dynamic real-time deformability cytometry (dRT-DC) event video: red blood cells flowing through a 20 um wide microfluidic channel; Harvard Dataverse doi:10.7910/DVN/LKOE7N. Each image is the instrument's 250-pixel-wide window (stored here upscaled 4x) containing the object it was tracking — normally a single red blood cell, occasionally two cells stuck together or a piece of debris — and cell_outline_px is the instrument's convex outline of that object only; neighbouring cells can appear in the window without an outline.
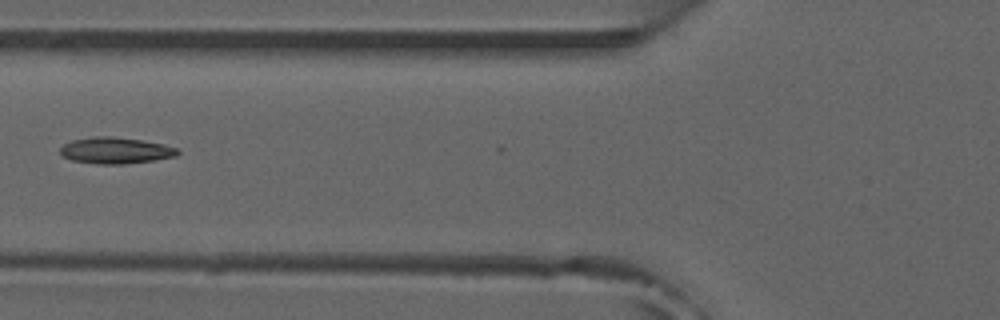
{"species": "common noctule bat (a hibernating species)", "species_latin": "Nyctalus noctula", "temperature_condition": "room temperature", "stored_images_in_passage": 8, "camera_frame_rate_fps": 3000, "um_per_image_px": 0.085, "animal": {"sex": "male", "forearm_length_mm": 52.5}, "frame": {"image": 1, "passage_image": 6, "time_ms": 1.667, "image_size_px": [1000, 320], "cell_outline_px": [[180, 152], [176, 156], [152, 160], [124, 164], [96, 164], [72, 160], [64, 156], [60, 152], [60, 148], [64, 144], [72, 140], [92, 136], [112, 136], [140, 140], [164, 144], [176, 148]], "centroid_in_image_um": [9.8, 12.78], "position_along_channel_um": 116.0, "area_um2": 17.92}}
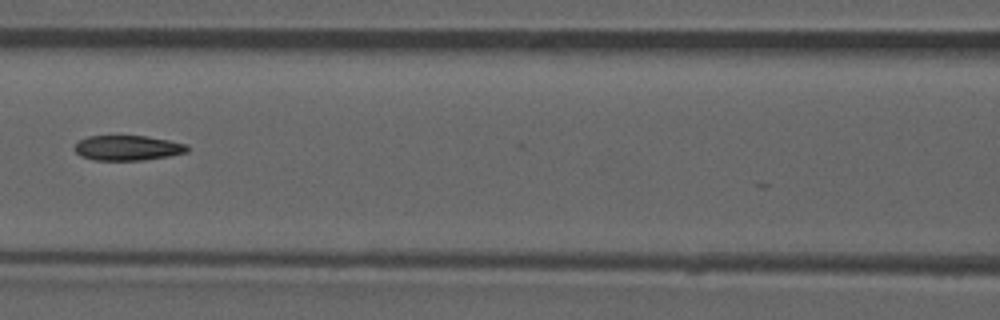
{"frame": {"image": 2, "passage_image": 7, "time_ms": 2.0, "image_size_px": [1000, 320], "cell_outline_px": [[188, 152], [168, 156], [144, 160], [92, 160], [80, 156], [76, 152], [76, 144], [80, 140], [88, 136], [144, 136], [168, 140], [188, 144]], "centroid_in_image_um": [10.87, 12.58], "position_along_channel_um": 155.7, "area_um2": 16.36}}